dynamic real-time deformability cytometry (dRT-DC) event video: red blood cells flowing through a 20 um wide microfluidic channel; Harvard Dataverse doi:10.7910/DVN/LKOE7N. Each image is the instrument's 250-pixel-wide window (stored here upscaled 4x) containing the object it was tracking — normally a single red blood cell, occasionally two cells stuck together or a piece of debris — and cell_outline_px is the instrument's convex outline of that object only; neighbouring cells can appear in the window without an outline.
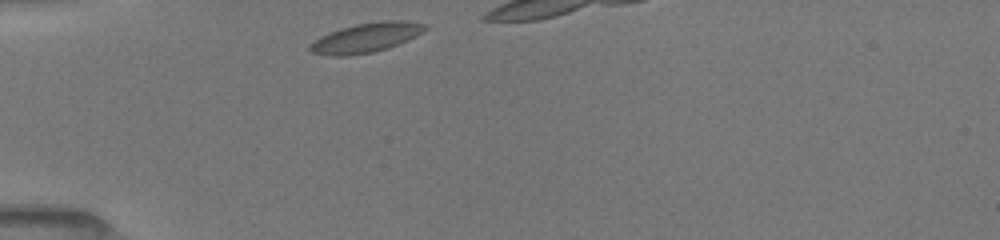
{"species": "common noctule bat (a hibernating species)", "species_latin": "Nyctalus noctula", "temperature_condition": "room temperature", "stored_images_in_passage": 9, "camera_frame_rate_fps": 3000, "um_per_image_px": 0.085, "animal": {"sex": "female", "body_mass_g": 19.5, "forearm_length_mm": 54.1}, "frame": {"image": 1, "passage_image": 1, "time_ms": 0.0, "image_size_px": [1000, 240], "cell_outline_px": [[428, 28], [424, 32], [408, 40], [388, 48], [372, 52], [348, 56], [328, 56], [312, 52], [308, 48], [320, 36], [340, 28], [356, 24], [380, 20], [404, 20], [428, 24]], "centroid_in_image_um": [31.17, 3.19], "position_along_channel_um": 53.8, "area_um2": 19.94}}
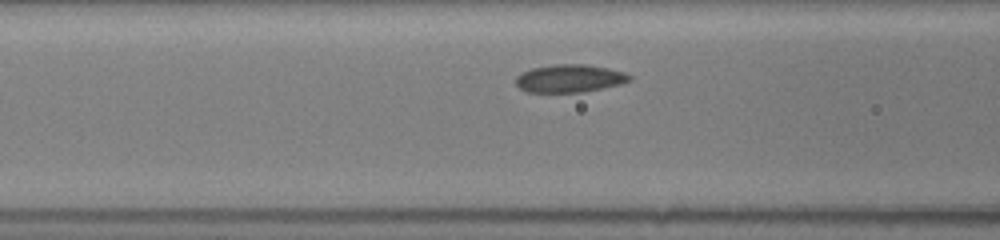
{"frame": {"image": 2, "passage_image": 7, "time_ms": 2.0, "image_size_px": [1000, 240], "cell_outline_px": [[632, 80], [620, 84], [584, 92], [528, 92], [520, 88], [516, 84], [516, 76], [532, 68], [552, 64], [584, 64], [608, 68], [624, 72], [632, 76]], "centroid_in_image_um": [48.43, 6.66], "position_along_channel_um": 118.2, "area_um2": 18.44}}